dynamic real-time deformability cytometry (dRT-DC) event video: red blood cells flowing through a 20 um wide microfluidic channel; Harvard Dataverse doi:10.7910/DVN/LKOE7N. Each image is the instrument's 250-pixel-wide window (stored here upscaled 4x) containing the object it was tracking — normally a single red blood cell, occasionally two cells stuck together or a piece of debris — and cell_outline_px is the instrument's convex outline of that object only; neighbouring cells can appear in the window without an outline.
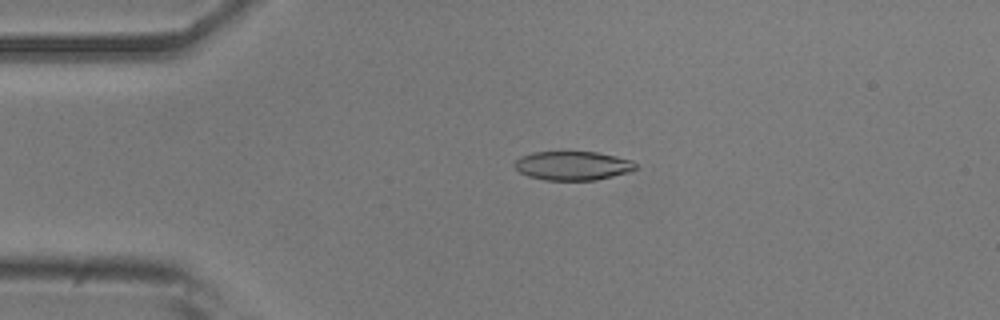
{"species": "common noctule bat (a hibernating species)", "species_latin": "Nyctalus noctula", "temperature_condition": "room temperature", "stored_images_in_passage": 55, "camera_frame_rate_fps": 3000, "um_per_image_px": 0.085, "animal": {"sex": "male", "body_mass_g": 20.5, "forearm_length_mm": 52.5}, "frame": {"image": 1, "passage_image": 12, "time_ms": 3.667, "image_size_px": [1000, 320], "cell_outline_px": [[636, 168], [632, 172], [596, 180], [544, 180], [528, 176], [520, 172], [512, 164], [520, 156], [532, 152], [596, 152], [616, 156], [632, 160], [636, 164]], "centroid_in_image_um": [48.69, 14.09], "position_along_channel_um": 36.3, "area_um2": 20.58}}
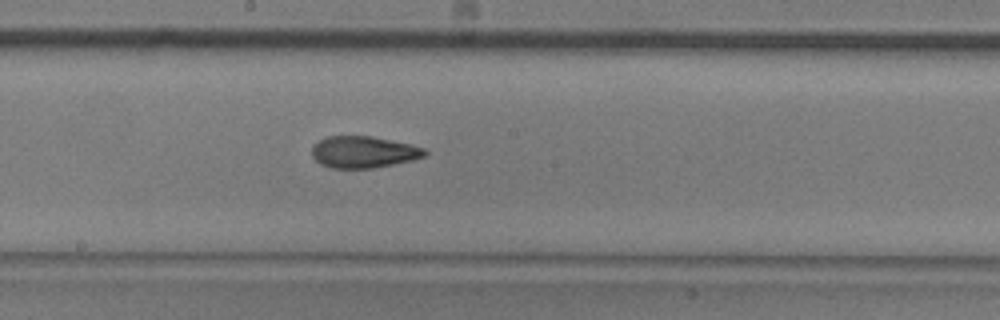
{"frame": {"image": 2, "passage_image": 29, "time_ms": 9.333, "image_size_px": [1000, 320], "cell_outline_px": [[428, 152], [424, 156], [412, 160], [372, 168], [332, 168], [320, 164], [312, 156], [312, 144], [328, 136], [372, 136], [408, 144], [424, 148]], "centroid_in_image_um": [30.86, 12.92], "position_along_channel_um": 217.3, "area_um2": 20.69}}
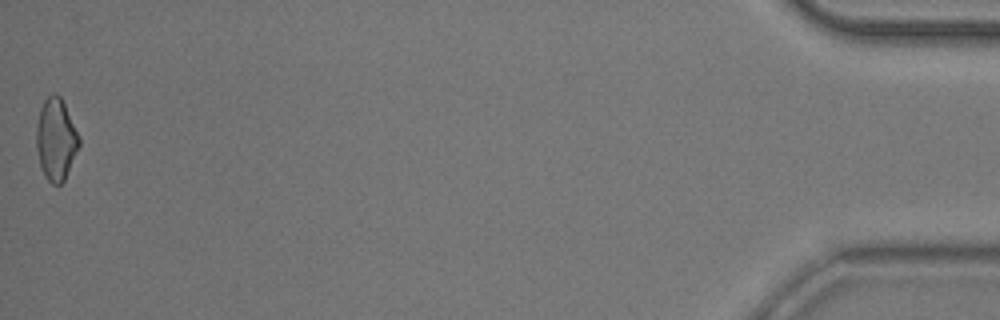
{"frame": {"image": 3, "passage_image": 54, "time_ms": 17.667, "image_size_px": [1000, 320], "cell_outline_px": [[80, 144], [64, 180], [60, 184], [52, 184], [48, 180], [40, 164], [36, 148], [36, 128], [40, 108], [44, 100], [52, 92], [56, 92], [60, 96], [80, 136]], "centroid_in_image_um": [4.75, 11.81], "position_along_channel_um": 430.4, "area_um2": 20.23}}